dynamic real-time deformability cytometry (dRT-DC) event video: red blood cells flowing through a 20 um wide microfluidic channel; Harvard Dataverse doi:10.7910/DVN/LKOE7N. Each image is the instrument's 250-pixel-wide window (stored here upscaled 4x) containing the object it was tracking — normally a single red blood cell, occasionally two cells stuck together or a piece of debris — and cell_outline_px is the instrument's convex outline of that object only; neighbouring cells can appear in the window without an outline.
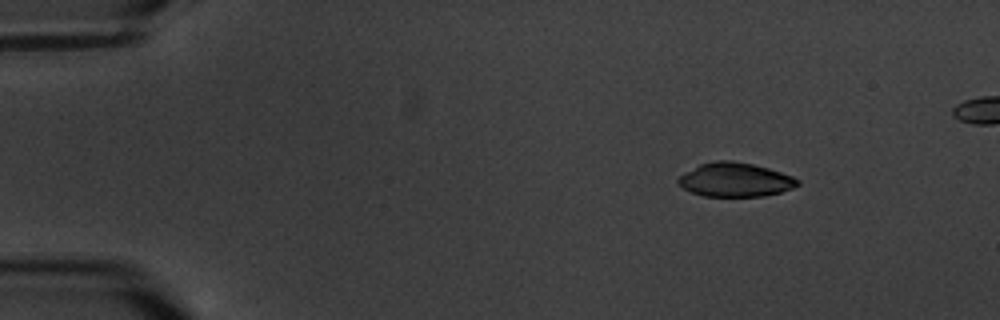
{"species": "common noctule bat (a hibernating species)", "species_latin": "Nyctalus noctula", "temperature_condition": "warm", "stored_images_in_passage": 7, "camera_frame_rate_fps": 3000, "um_per_image_px": 0.085, "animal": {"sex": "male", "body_mass_g": 20.1, "forearm_length_mm": 53.5}, "frame": {"image": 1, "passage_image": 3, "time_ms": 2.667, "image_size_px": [1000, 320], "cell_outline_px": [[800, 184], [792, 188], [780, 192], [764, 196], [704, 196], [692, 192], [684, 188], [676, 180], [680, 176], [700, 164], [716, 160], [732, 160], [752, 164], [768, 168], [792, 176], [800, 180]], "centroid_in_image_um": [62.51, 15.28], "position_along_channel_um": 22.5, "area_um2": 23.41}}